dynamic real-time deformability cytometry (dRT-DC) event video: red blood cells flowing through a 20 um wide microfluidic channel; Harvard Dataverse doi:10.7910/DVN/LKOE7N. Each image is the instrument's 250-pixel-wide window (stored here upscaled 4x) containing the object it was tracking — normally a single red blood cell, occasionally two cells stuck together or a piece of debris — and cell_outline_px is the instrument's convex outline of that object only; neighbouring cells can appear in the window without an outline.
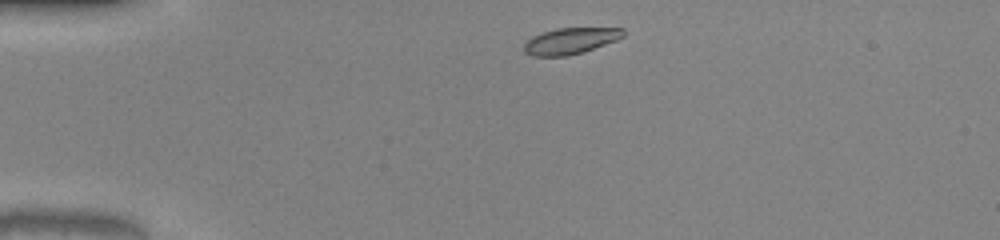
{"species": "common noctule bat (a hibernating species)", "species_latin": "Nyctalus noctula", "temperature_condition": "warm", "stored_images_in_passage": 41, "camera_frame_rate_fps": 3000, "um_per_image_px": 0.085, "animal": {"sex": "male", "body_mass_g": 20.0, "forearm_length_mm": 53.3}, "frame": {"image": 1, "passage_image": 2, "time_ms": 0.333, "image_size_px": [1000, 240], "cell_outline_px": [[624, 36], [616, 40], [568, 56], [532, 56], [524, 52], [524, 44], [532, 36], [556, 28], [624, 28]], "centroid_in_image_um": [48.45, 3.47], "position_along_channel_um": 36.5, "area_um2": 14.91}}
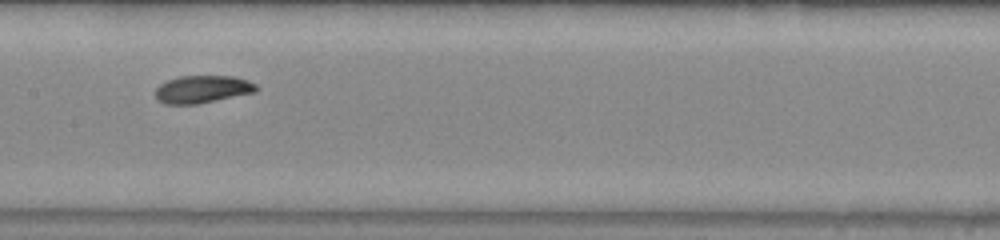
{"frame": {"image": 2, "passage_image": 17, "time_ms": 5.333, "image_size_px": [1000, 240], "cell_outline_px": [[260, 88], [256, 92], [196, 104], [164, 104], [156, 100], [156, 88], [160, 84], [168, 80], [180, 76], [232, 76], [248, 80], [256, 84]], "centroid_in_image_um": [17.21, 7.58], "position_along_channel_um": 190.2, "area_um2": 16.24}}
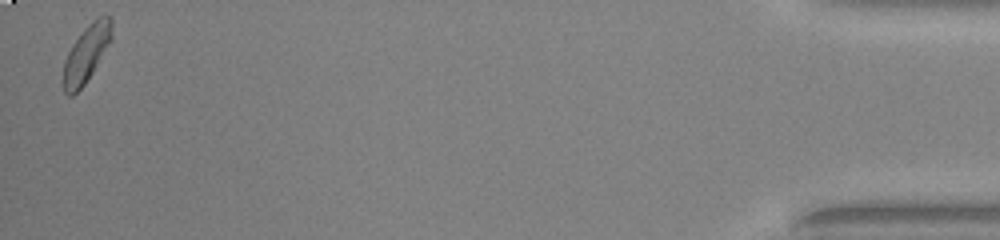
{"frame": {"image": 3, "passage_image": 41, "time_ms": 13.333, "image_size_px": [1000, 240], "cell_outline_px": [[112, 40], [92, 72], [84, 84], [72, 96], [68, 96], [64, 92], [64, 60], [72, 44], [84, 28], [96, 16], [104, 12], [112, 20]], "centroid_in_image_um": [7.37, 4.48], "position_along_channel_um": 427.8, "area_um2": 16.13}, "authors_computed_cell_mechanics": {"area_um2": 16.2418, "velocity_mm_per_s": 4.0457, "shape_relaxation_time_tau1_ms": 2.9374, "shape_relaxation_time_tau2_ms": 4.141, "deformation_change_tau1": 0.1093, "deformation_change_tau2": 0.0774}}